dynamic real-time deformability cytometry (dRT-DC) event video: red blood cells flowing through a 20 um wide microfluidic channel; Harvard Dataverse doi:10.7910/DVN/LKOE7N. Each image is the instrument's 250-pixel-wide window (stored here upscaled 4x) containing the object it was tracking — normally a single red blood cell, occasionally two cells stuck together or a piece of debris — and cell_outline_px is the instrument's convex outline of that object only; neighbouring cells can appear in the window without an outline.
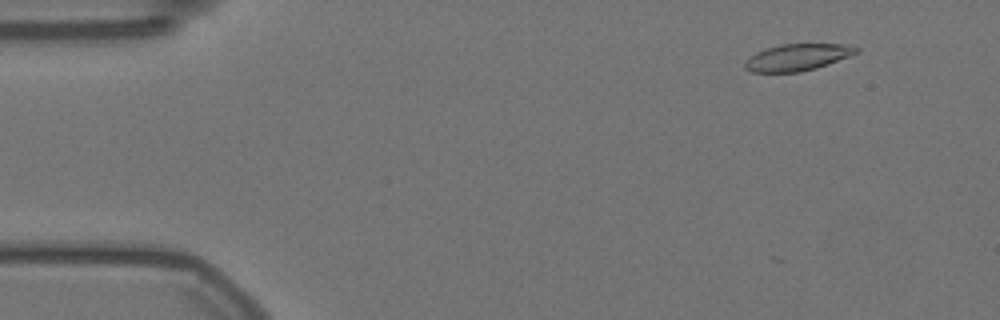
{"species": "Egyptian fruit bat (a non-hibernating species)", "species_latin": "Rousettus aegyptiacus", "temperature_condition": "warm", "stored_images_in_passage": 28, "camera_frame_rate_fps": 3000, "um_per_image_px": 0.085, "animal": {"sex": "female"}, "frame": {"image": 1, "passage_image": 2, "time_ms": 0.333, "image_size_px": [1000, 320], "cell_outline_px": [[860, 52], [816, 68], [800, 72], [752, 72], [744, 68], [744, 60], [756, 52], [780, 44], [844, 44], [860, 48]], "centroid_in_image_um": [67.77, 4.87], "position_along_channel_um": 17.2, "area_um2": 17.34}}
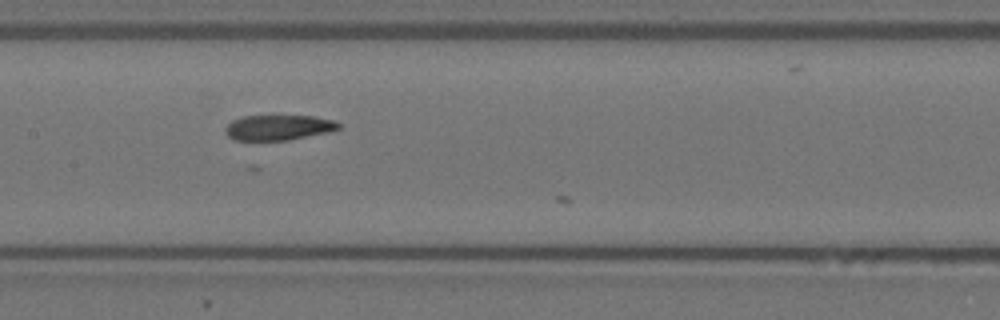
{"frame": {"image": 2, "passage_image": 24, "time_ms": 7.667, "image_size_px": [1000, 320], "cell_outline_px": [[340, 128], [332, 132], [288, 140], [232, 140], [224, 132], [224, 128], [232, 120], [244, 116], [312, 116], [332, 120], [340, 124]], "centroid_in_image_um": [23.66, 10.85], "position_along_channel_um": 183.7, "area_um2": 16.76}}
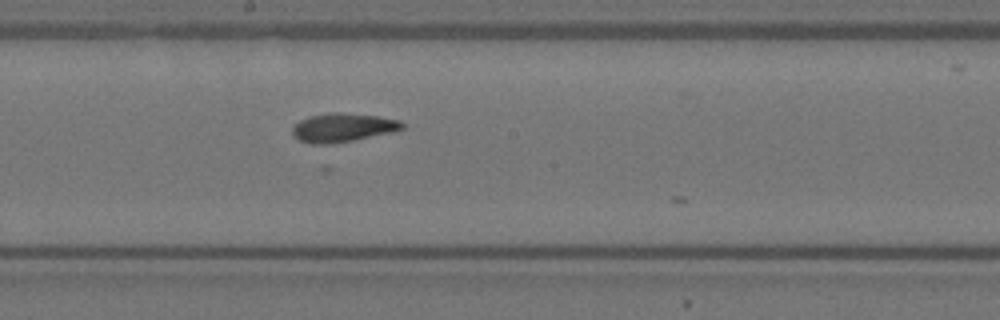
{"frame": {"image": 3, "passage_image": 27, "time_ms": 8.667, "image_size_px": [1000, 320], "cell_outline_px": [[404, 128], [392, 132], [352, 140], [328, 144], [312, 144], [300, 140], [292, 132], [292, 128], [300, 120], [308, 116], [332, 112], [340, 112], [376, 116], [400, 120], [404, 124]], "centroid_in_image_um": [29.14, 10.83], "position_along_channel_um": 219.1, "area_um2": 18.15}}